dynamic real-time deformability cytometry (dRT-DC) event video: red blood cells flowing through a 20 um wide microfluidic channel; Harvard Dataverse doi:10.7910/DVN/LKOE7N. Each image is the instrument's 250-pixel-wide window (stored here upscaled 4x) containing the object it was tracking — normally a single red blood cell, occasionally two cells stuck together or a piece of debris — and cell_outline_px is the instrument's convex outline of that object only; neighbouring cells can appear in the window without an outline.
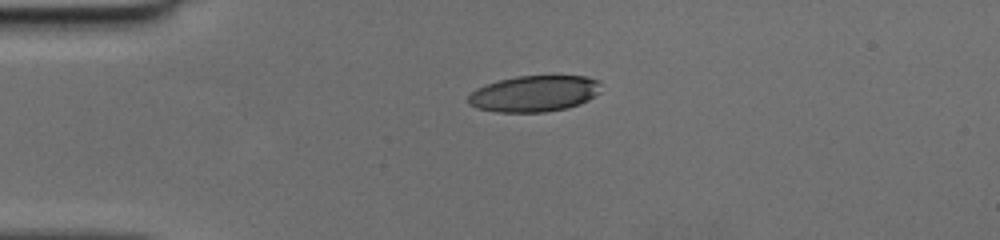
{"species": "human", "species_latin": "Homo sapiens", "temperature_condition": "cold", "stored_images_in_passage": 38, "camera_frame_rate_fps": 3000, "um_per_image_px": 0.085, "donor": {"sex": "female"}, "frame": {"image": 1, "passage_image": 1, "time_ms": 0.0, "image_size_px": [1000, 240], "cell_outline_px": [[600, 92], [588, 100], [564, 108], [544, 112], [496, 112], [476, 108], [468, 104], [468, 96], [476, 88], [500, 80], [516, 76], [584, 76], [600, 80]], "centroid_in_image_um": [45.39, 7.95], "position_along_channel_um": 39.6, "area_um2": 27.86}}
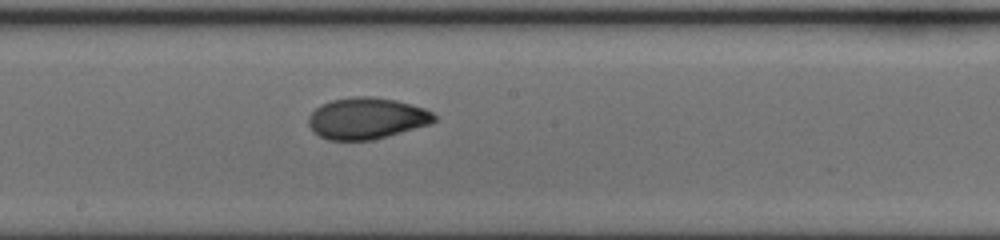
{"frame": {"image": 2, "passage_image": 16, "time_ms": 5.0, "image_size_px": [1000, 240], "cell_outline_px": [[436, 120], [432, 124], [388, 136], [372, 140], [328, 140], [320, 136], [308, 124], [308, 116], [320, 104], [332, 100], [352, 96], [376, 96], [396, 100], [424, 108], [432, 112], [436, 116]], "centroid_in_image_um": [31.19, 10.05], "position_along_channel_um": 217.0, "area_um2": 30.52}}
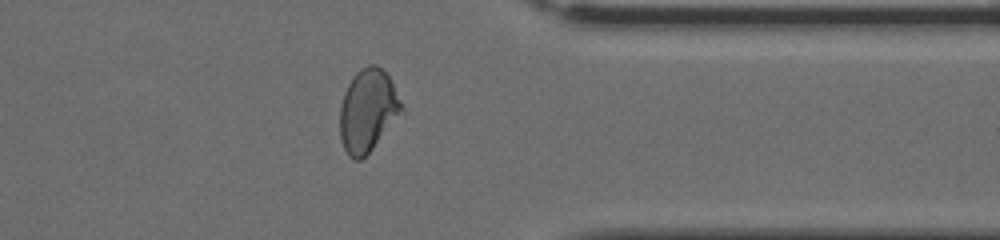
{"frame": {"image": 3, "passage_image": 28, "time_ms": 9.0, "image_size_px": [1000, 240], "cell_outline_px": [[404, 108], [372, 148], [360, 160], [356, 160], [348, 156], [340, 140], [340, 104], [344, 92], [352, 76], [360, 68], [368, 64], [376, 64], [388, 76]], "centroid_in_image_um": [31.21, 9.37], "position_along_channel_um": 380.2, "area_um2": 29.19}}